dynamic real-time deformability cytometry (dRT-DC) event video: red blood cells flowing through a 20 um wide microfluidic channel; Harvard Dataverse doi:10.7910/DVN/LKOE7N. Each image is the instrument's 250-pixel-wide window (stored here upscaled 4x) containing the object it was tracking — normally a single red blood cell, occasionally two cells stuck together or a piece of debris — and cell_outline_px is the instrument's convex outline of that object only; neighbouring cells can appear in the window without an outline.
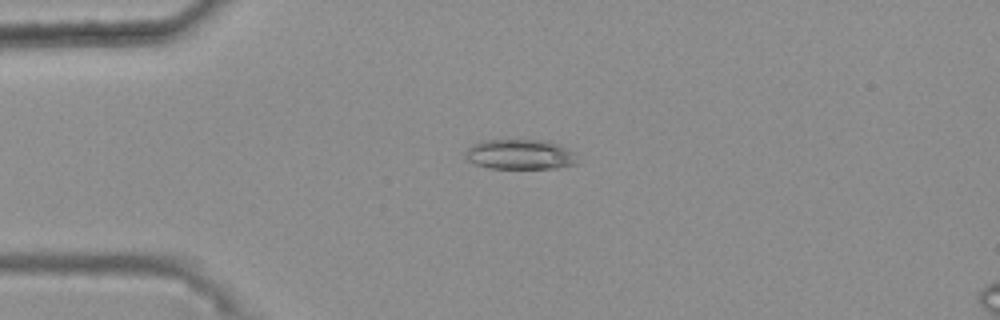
{"species": "common noctule bat (a hibernating species)", "species_latin": "Nyctalus noctula", "temperature_condition": "warm", "stored_images_in_passage": 37, "camera_frame_rate_fps": 3000, "um_per_image_px": 0.085, "animal": {"sex": "female", "body_mass_g": 25.1}, "frame": {"image": 1, "passage_image": 2, "time_ms": 0.333, "image_size_px": [1000, 320], "cell_outline_px": [[576, 164], [556, 168], [488, 168], [476, 164], [468, 160], [464, 156], [464, 152], [472, 144], [484, 140], [548, 140], [568, 148], [576, 152]], "centroid_in_image_um": [44.21, 13.12], "position_along_channel_um": 40.8, "area_um2": 19.77}}
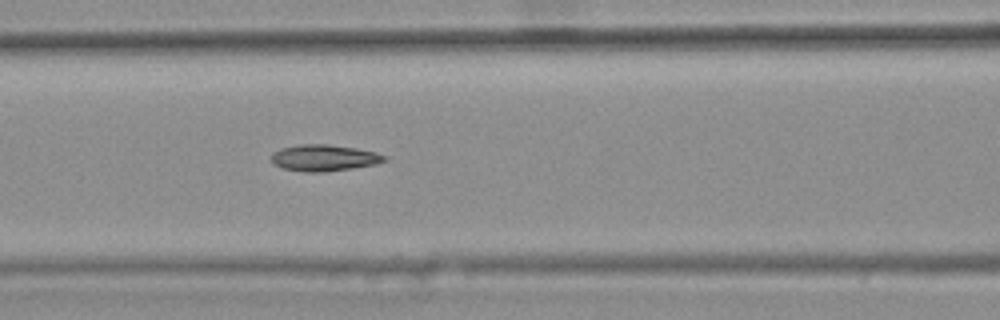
{"frame": {"image": 2, "passage_image": 12, "time_ms": 3.667, "image_size_px": [1000, 320], "cell_outline_px": [[388, 160], [376, 164], [352, 168], [324, 172], [304, 172], [284, 168], [272, 164], [272, 152], [280, 148], [296, 144], [328, 144], [356, 148], [376, 152], [388, 156]], "centroid_in_image_um": [27.55, 13.41], "position_along_channel_um": 139.0, "area_um2": 17.63}}
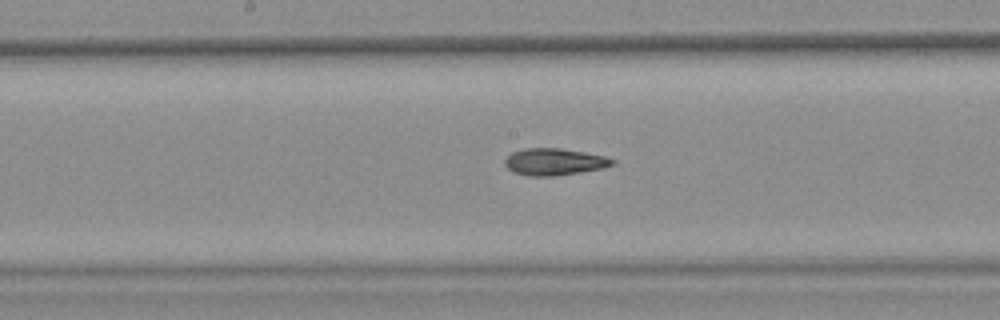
{"frame": {"image": 3, "passage_image": 17, "time_ms": 5.333, "image_size_px": [1000, 320], "cell_outline_px": [[616, 164], [604, 168], [580, 172], [552, 176], [528, 176], [512, 172], [504, 164], [504, 160], [512, 152], [524, 148], [560, 148], [584, 152], [604, 156], [616, 160]], "centroid_in_image_um": [47.12, 13.75], "position_along_channel_um": 201.1, "area_um2": 16.94}, "authors_computed_cell_mechanics": {"area_um2": 16.5886, "velocity_mm_per_s": 3.7264, "shape_relaxation_time_tau1_ms": null, "shape_relaxation_time_tau2_ms": 4.5434, "deformation_change_tau1": null, "deformation_change_tau2": 0.1157}}